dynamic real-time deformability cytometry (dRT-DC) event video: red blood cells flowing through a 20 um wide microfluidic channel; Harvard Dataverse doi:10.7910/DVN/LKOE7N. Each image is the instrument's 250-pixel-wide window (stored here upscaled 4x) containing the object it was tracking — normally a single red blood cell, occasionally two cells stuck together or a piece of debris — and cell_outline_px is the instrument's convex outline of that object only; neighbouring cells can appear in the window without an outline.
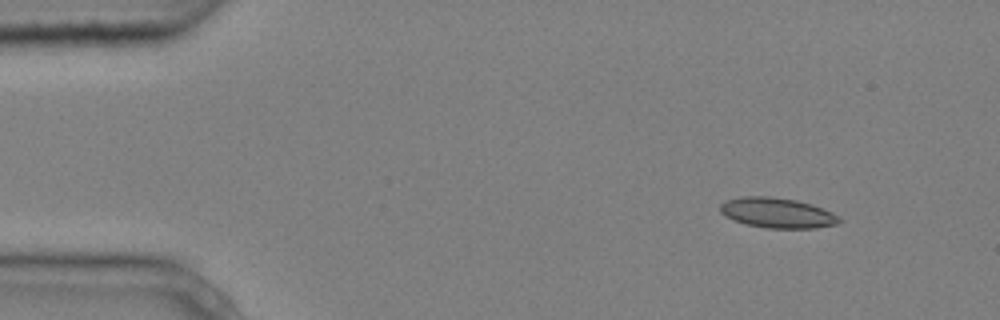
{"species": "common noctule bat (a hibernating species)", "species_latin": "Nyctalus noctula", "temperature_condition": "cold", "stored_images_in_passage": 4, "camera_frame_rate_fps": 3000, "um_per_image_px": 0.085, "animal": {"sex": "male", "body_mass_g": 20.4}, "frame": {"image": 1, "passage_image": 1, "time_ms": 0.0, "image_size_px": [1000, 320], "cell_outline_px": [[844, 220], [836, 224], [816, 228], [768, 228], [748, 224], [724, 216], [720, 212], [720, 204], [728, 200], [740, 196], [772, 196], [796, 200], [812, 204], [832, 212], [840, 216]], "centroid_in_image_um": [66.11, 18.08], "position_along_channel_um": 18.9, "area_um2": 20.98}}
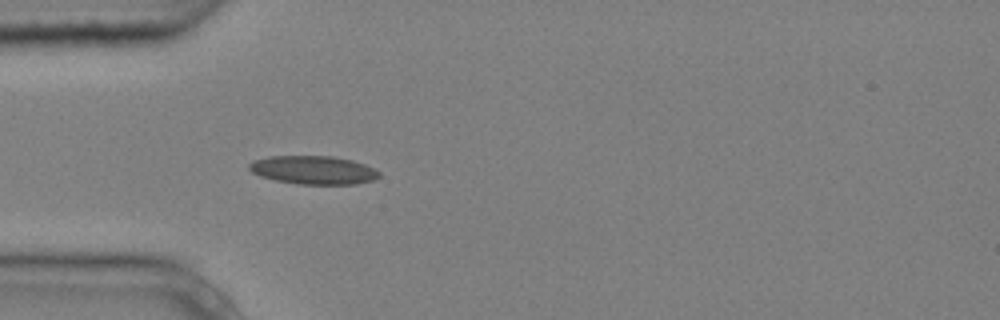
{"frame": {"image": 2, "passage_image": 4, "time_ms": 1.0, "image_size_px": [1000, 320], "cell_outline_px": [[380, 176], [372, 180], [356, 184], [296, 184], [276, 180], [260, 176], [252, 172], [248, 168], [248, 164], [252, 160], [268, 156], [332, 156], [352, 160], [364, 164], [380, 172]], "centroid_in_image_um": [26.6, 14.45], "position_along_channel_um": 58.4, "area_um2": 21.56}}